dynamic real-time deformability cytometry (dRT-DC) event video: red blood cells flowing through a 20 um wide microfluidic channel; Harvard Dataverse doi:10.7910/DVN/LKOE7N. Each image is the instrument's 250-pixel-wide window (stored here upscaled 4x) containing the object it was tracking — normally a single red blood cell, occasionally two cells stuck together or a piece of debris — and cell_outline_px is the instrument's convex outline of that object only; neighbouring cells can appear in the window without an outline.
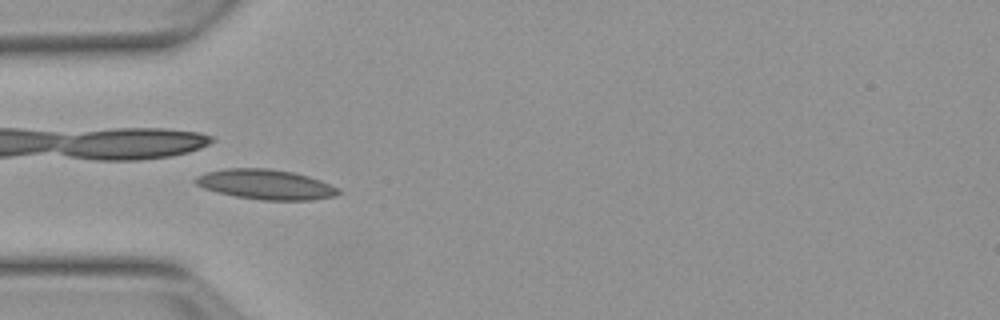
{"species": "Egyptian fruit bat (a non-hibernating species)", "species_latin": "Rousettus aegyptiacus", "temperature_condition": "warm", "stored_images_in_passage": 55, "camera_frame_rate_fps": 3000, "um_per_image_px": 0.085, "animal": {"sex": "female"}, "frame": {"image": 1, "passage_image": 17, "time_ms": 5.333, "image_size_px": [1000, 320], "cell_outline_px": [[340, 192], [332, 196], [312, 200], [260, 200], [236, 196], [216, 192], [204, 188], [196, 184], [192, 180], [196, 176], [208, 172], [224, 168], [268, 168], [292, 172], [308, 176], [320, 180], [336, 188]], "centroid_in_image_um": [22.52, 15.67], "position_along_channel_um": 62.5, "area_um2": 24.74}}
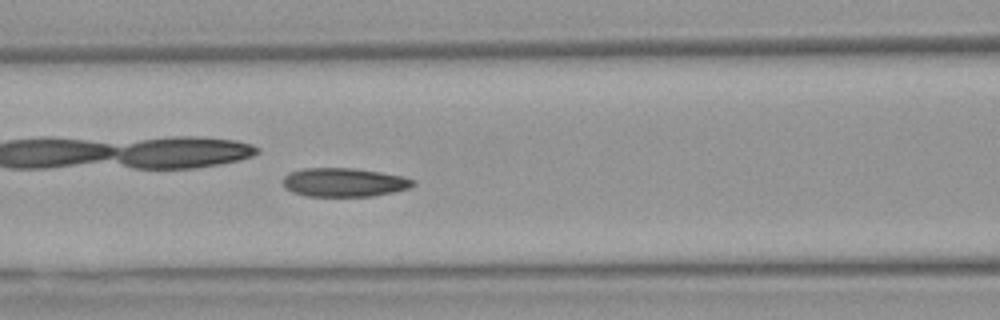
{"frame": {"image": 2, "passage_image": 23, "time_ms": 7.333, "image_size_px": [1000, 320], "cell_outline_px": [[416, 184], [412, 188], [372, 196], [308, 196], [292, 192], [284, 188], [284, 176], [288, 172], [300, 168], [352, 168], [380, 172], [404, 176], [416, 180]], "centroid_in_image_um": [29.27, 15.49], "position_along_channel_um": 137.3, "area_um2": 22.02}}
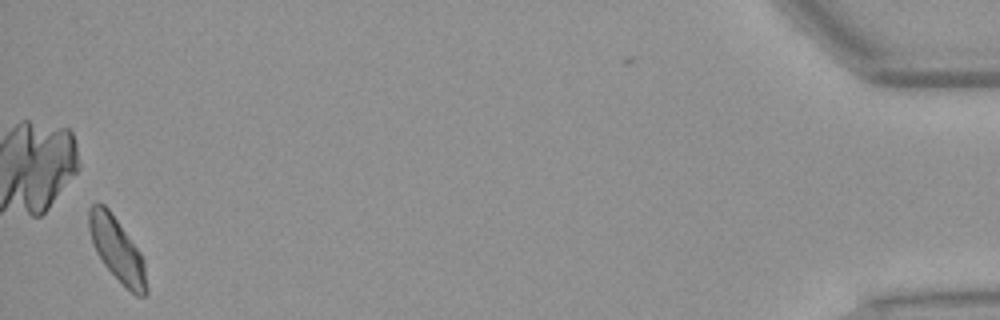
{"frame": {"image": 3, "passage_image": 53, "time_ms": 17.333, "image_size_px": [1000, 320], "cell_outline_px": [[148, 296], [136, 296], [104, 264], [96, 252], [92, 244], [88, 228], [88, 208], [96, 200], [104, 204], [108, 208], [140, 252], [144, 260], [148, 288]], "centroid_in_image_um": [9.94, 21.17], "position_along_channel_um": 425.3, "area_um2": 21.39}, "authors_computed_cell_mechanics": {"area_um2": 21.7906, "velocity_mm_per_s": 3.7976, "shape_relaxation_time_tau1_ms": 6.2583, "shape_relaxation_time_tau2_ms": 2.8561, "deformation_change_tau1": 0.141, "deformation_change_tau2": 0.0834}}